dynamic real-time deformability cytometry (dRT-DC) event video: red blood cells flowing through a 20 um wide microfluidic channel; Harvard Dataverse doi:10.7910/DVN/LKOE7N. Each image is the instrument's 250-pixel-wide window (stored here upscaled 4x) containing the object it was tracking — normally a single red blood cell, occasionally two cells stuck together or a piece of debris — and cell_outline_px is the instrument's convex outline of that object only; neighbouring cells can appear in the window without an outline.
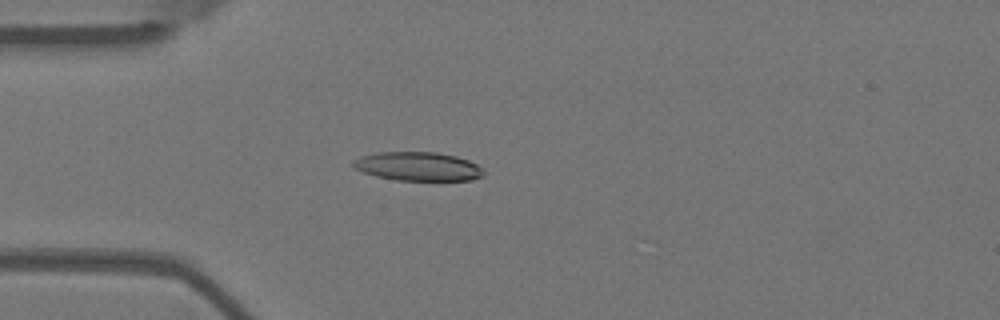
{"species": "Egyptian fruit bat (a non-hibernating species)", "species_latin": "Rousettus aegyptiacus", "temperature_condition": "warm", "stored_images_in_passage": 55, "camera_frame_rate_fps": 3000, "um_per_image_px": 0.085, "animal": {"sex": "female"}, "frame": {"image": 1, "passage_image": 15, "time_ms": 4.667, "image_size_px": [1000, 320], "cell_outline_px": [[484, 176], [472, 180], [396, 180], [376, 176], [364, 172], [356, 168], [352, 164], [352, 160], [360, 156], [376, 152], [436, 152], [456, 156], [468, 160], [476, 164], [484, 172]], "centroid_in_image_um": [35.52, 14.14], "position_along_channel_um": 49.5, "area_um2": 21.85}}
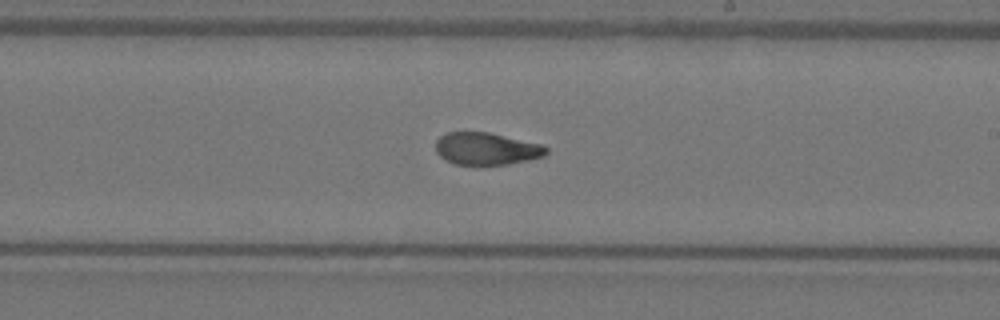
{"frame": {"image": 2, "passage_image": 32, "time_ms": 10.333, "image_size_px": [1000, 320], "cell_outline_px": [[548, 152], [544, 156], [528, 160], [508, 164], [456, 164], [444, 160], [436, 152], [436, 140], [440, 136], [448, 132], [488, 132], [544, 144], [548, 148]], "centroid_in_image_um": [41.37, 12.63], "position_along_channel_um": 247.6, "area_um2": 20.87}}
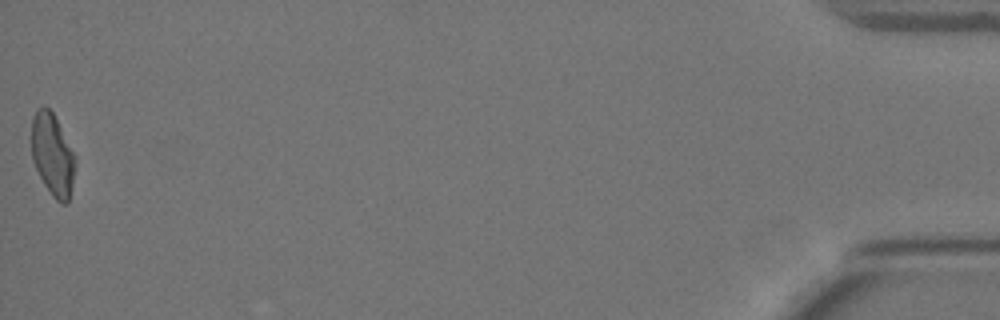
{"frame": {"image": 3, "passage_image": 55, "time_ms": 18.0, "image_size_px": [1000, 320], "cell_outline_px": [[72, 184], [68, 204], [60, 204], [52, 196], [44, 184], [32, 160], [32, 116], [36, 108], [48, 108], [52, 112], [72, 152]], "centroid_in_image_um": [4.41, 13.18], "position_along_channel_um": 430.8, "area_um2": 20.0}, "authors_computed_cell_mechanics": {"area_um2": 21.9062, "velocity_mm_per_s": 3.6935, "shape_relaxation_time_tau1_ms": 6.9575, "shape_relaxation_time_tau2_ms": 1.7287, "deformation_change_tau1": 0.215, "deformation_change_tau2": 0.0797}}